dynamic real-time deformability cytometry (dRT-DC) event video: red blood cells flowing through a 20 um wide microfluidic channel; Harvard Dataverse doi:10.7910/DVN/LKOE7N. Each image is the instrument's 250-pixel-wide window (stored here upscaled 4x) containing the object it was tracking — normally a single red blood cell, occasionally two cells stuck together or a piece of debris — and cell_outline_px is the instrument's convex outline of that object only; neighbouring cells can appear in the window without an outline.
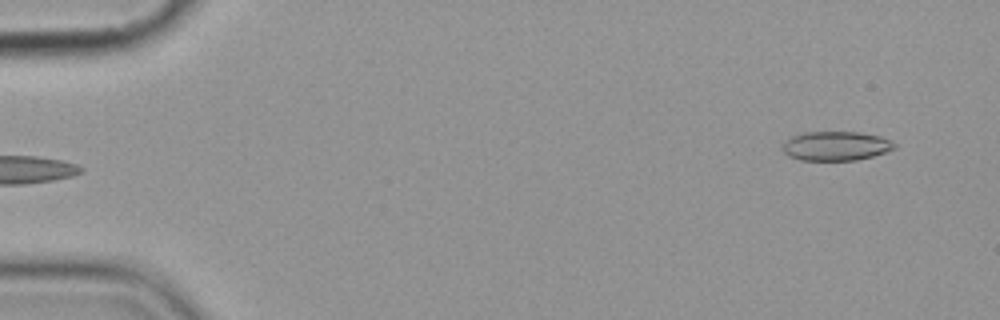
{"species": "common noctule bat (a hibernating species)", "species_latin": "Nyctalus noctula", "temperature_condition": "cold", "stored_images_in_passage": 6, "segment_of_instrument_passage": [2, 2], "camera_frame_rate_fps": 3000, "um_per_image_px": 0.085, "animal": {"sex": "female", "body_mass_g": 19.9}, "frame": {"image": 1, "passage_image": 6, "time_ms": 6.0, "image_size_px": [1000, 320], "cell_outline_px": [[896, 148], [872, 156], [856, 160], [800, 160], [788, 156], [780, 148], [792, 136], [804, 132], [860, 132], [880, 136], [892, 140], [896, 144]], "centroid_in_image_um": [71.06, 12.4], "position_along_channel_um": 13.9, "area_um2": 19.07}}